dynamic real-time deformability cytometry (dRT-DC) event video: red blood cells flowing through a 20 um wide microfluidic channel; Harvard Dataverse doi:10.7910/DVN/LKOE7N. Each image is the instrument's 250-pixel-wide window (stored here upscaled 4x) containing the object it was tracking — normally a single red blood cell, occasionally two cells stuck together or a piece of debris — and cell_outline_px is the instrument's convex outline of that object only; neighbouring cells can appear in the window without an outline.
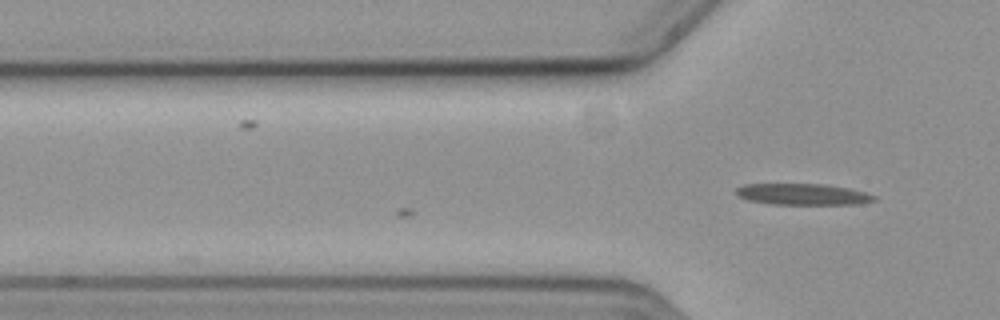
{"species": "common noctule bat (a hibernating species)", "species_latin": "Nyctalus noctula", "temperature_condition": "cold", "stored_images_in_passage": 5, "camera_frame_rate_fps": 3000, "um_per_image_px": 0.085, "animal": {"sex": "female", "body_mass_g": 19.3, "forearm_length_mm": 54.1}, "frame": {"image": 1, "passage_image": 5, "time_ms": 1.333, "image_size_px": [1000, 320], "cell_outline_px": [[876, 200], [860, 204], [772, 204], [748, 200], [736, 196], [736, 188], [744, 184], [820, 184], [848, 188], [864, 192], [876, 196]], "centroid_in_image_um": [68.21, 16.51], "position_along_channel_um": 57.6, "area_um2": 17.05}}